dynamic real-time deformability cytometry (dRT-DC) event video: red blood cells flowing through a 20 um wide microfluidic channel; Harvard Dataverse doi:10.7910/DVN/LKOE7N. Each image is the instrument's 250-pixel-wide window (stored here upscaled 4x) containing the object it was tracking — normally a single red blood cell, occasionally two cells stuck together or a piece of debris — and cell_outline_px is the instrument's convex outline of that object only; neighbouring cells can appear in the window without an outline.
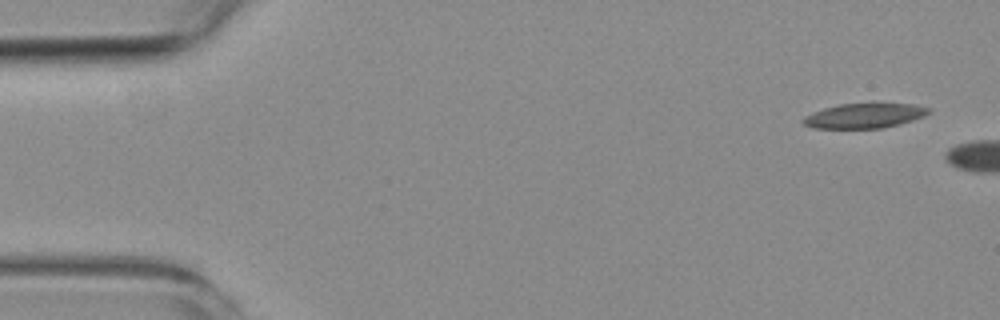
{"species": "common noctule bat (a hibernating species)", "species_latin": "Nyctalus noctula", "temperature_condition": "room temperature", "stored_images_in_passage": 3, "camera_frame_rate_fps": 3000, "um_per_image_px": 0.085, "animal": {"sex": "female", "body_mass_g": 19.3, "forearm_length_mm": 54.1}, "frame": {"image": 1, "passage_image": 1, "time_ms": 0.0, "image_size_px": [1000, 320], "cell_outline_px": [[932, 112], [924, 116], [900, 124], [880, 128], [812, 128], [804, 124], [800, 120], [804, 116], [812, 112], [824, 108], [840, 104], [872, 100], [876, 100], [916, 104], [932, 108]], "centroid_in_image_um": [73.54, 9.77], "position_along_channel_um": 11.5, "area_um2": 19.31}}